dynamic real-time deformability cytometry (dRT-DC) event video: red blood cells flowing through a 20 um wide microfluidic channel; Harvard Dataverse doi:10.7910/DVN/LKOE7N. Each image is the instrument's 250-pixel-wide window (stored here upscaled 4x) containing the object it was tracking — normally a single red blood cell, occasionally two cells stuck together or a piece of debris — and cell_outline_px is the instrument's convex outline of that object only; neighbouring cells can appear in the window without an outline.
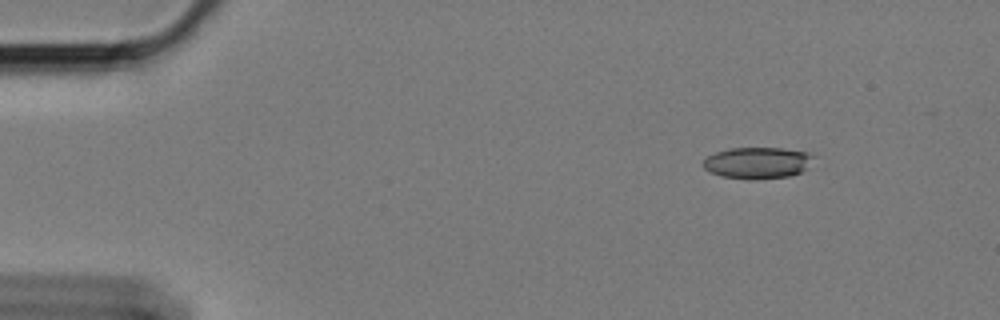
{"species": "Egyptian fruit bat (a non-hibernating species)", "species_latin": "Rousettus aegyptiacus", "temperature_condition": "cold", "stored_images_in_passage": 52, "camera_frame_rate_fps": 3000, "um_per_image_px": 0.085, "animal": {"sex": "female"}, "frame": {"image": 1, "passage_image": 1, "time_ms": 0.0, "image_size_px": [1000, 320], "cell_outline_px": [[816, 156], [808, 168], [792, 176], [720, 176], [704, 168], [704, 160], [708, 156], [716, 152], [728, 148], [780, 148], [808, 152]], "centroid_in_image_um": [64.45, 13.78], "position_along_channel_um": 20.5, "area_um2": 19.36}}
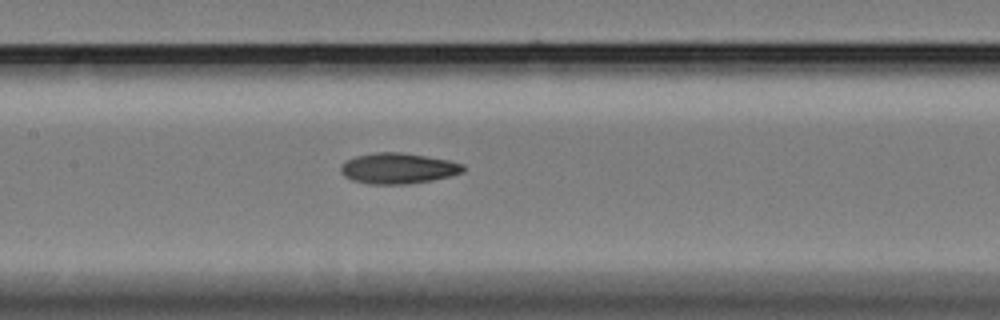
{"frame": {"image": 2, "passage_image": 22, "time_ms": 7.0, "image_size_px": [1000, 320], "cell_outline_px": [[464, 172], [452, 176], [432, 180], [408, 184], [368, 184], [352, 180], [344, 176], [340, 172], [340, 164], [356, 156], [376, 152], [400, 152], [448, 160], [464, 164]], "centroid_in_image_um": [33.83, 14.32], "position_along_channel_um": 173.6, "area_um2": 21.96}}
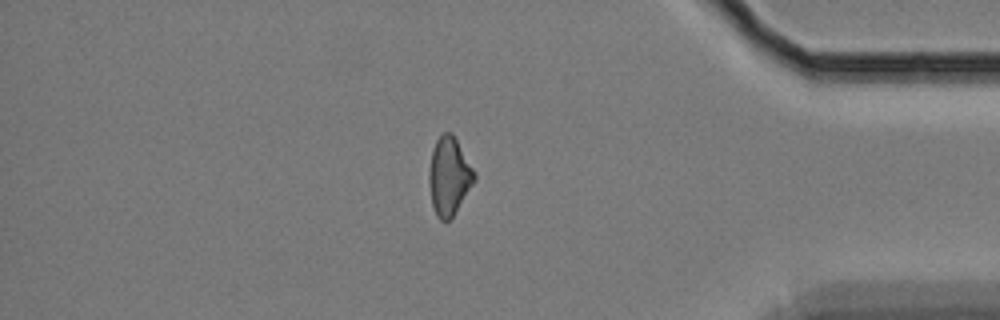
{"frame": {"image": 3, "passage_image": 44, "time_ms": 14.333, "image_size_px": [1000, 320], "cell_outline_px": [[476, 180], [452, 216], [448, 220], [440, 220], [436, 216], [432, 204], [428, 184], [428, 172], [432, 152], [436, 140], [444, 132], [452, 132], [476, 172]], "centroid_in_image_um": [38.17, 14.96], "position_along_channel_um": 397.0, "area_um2": 20.58}, "authors_computed_cell_mechanics": {"area_um2": 21.0681, "velocity_mm_per_s": 3.4196, "shape_relaxation_time_tau1_ms": null, "shape_relaxation_time_tau2_ms": 3.5199, "deformation_change_tau1": null, "deformation_change_tau2": 0.1021}}